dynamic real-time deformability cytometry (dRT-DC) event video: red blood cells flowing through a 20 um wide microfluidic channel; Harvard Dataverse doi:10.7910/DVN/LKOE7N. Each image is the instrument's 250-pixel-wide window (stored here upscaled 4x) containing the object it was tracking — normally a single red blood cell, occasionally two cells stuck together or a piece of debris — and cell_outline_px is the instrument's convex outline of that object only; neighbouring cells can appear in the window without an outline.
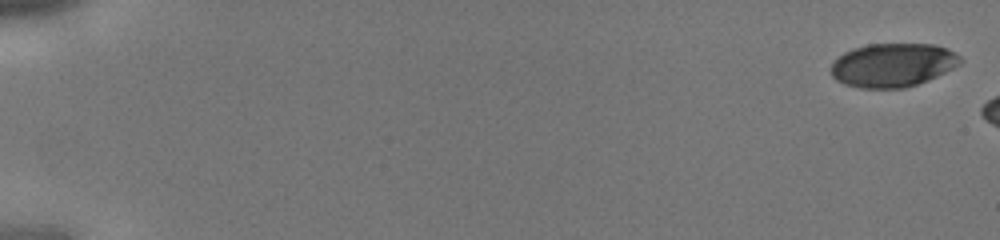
{"species": "human", "species_latin": "Homo sapiens", "temperature_condition": "cold", "stored_images_in_passage": 6, "camera_frame_rate_fps": 3000, "um_per_image_px": 0.085, "donor": {"sex": "male"}, "frame": {"image": 1, "passage_image": 1, "time_ms": 0.0, "image_size_px": [1000, 240], "cell_outline_px": [[964, 60], [960, 64], [928, 80], [904, 88], [860, 88], [844, 84], [836, 80], [832, 76], [832, 64], [844, 52], [852, 48], [868, 44], [932, 44], [948, 48], [960, 56]], "centroid_in_image_um": [75.89, 5.52], "position_along_channel_um": 9.1, "area_um2": 32.83}}